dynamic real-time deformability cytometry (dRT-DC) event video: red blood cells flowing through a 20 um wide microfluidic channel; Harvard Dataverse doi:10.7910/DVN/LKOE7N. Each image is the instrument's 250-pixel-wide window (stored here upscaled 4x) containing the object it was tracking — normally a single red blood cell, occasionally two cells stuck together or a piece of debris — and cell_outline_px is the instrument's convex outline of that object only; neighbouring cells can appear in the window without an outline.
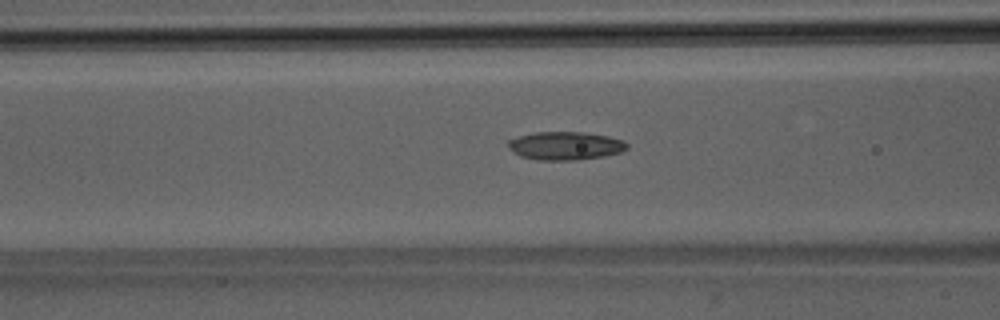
{"species": "Egyptian fruit bat (a non-hibernating species)", "species_latin": "Rousettus aegyptiacus", "temperature_condition": "room temperature", "stored_images_in_passage": 39, "camera_frame_rate_fps": 3000, "um_per_image_px": 0.085, "animal": {"sex": "male"}, "frame": {"image": 1, "passage_image": 11, "time_ms": 3.333, "image_size_px": [1000, 320], "cell_outline_px": [[628, 148], [620, 152], [604, 156], [576, 160], [536, 160], [520, 156], [512, 152], [508, 148], [508, 140], [532, 132], [580, 132], [608, 136], [624, 140], [628, 144]], "centroid_in_image_um": [48.03, 12.39], "position_along_channel_um": 118.6, "area_um2": 19.65}}
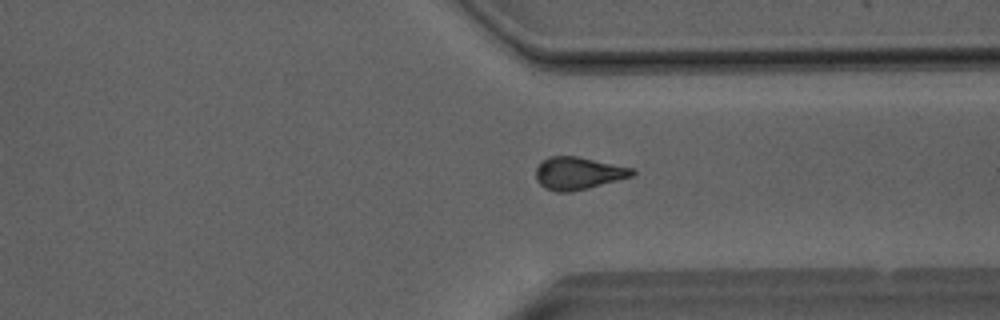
{"frame": {"image": 2, "passage_image": 29, "time_ms": 9.333, "image_size_px": [1000, 320], "cell_outline_px": [[636, 172], [632, 176], [588, 188], [572, 192], [556, 192], [544, 188], [536, 180], [536, 168], [544, 160], [552, 156], [576, 156], [636, 168]], "centroid_in_image_um": [49.17, 14.73], "position_along_channel_um": 362.2, "area_um2": 18.26}}
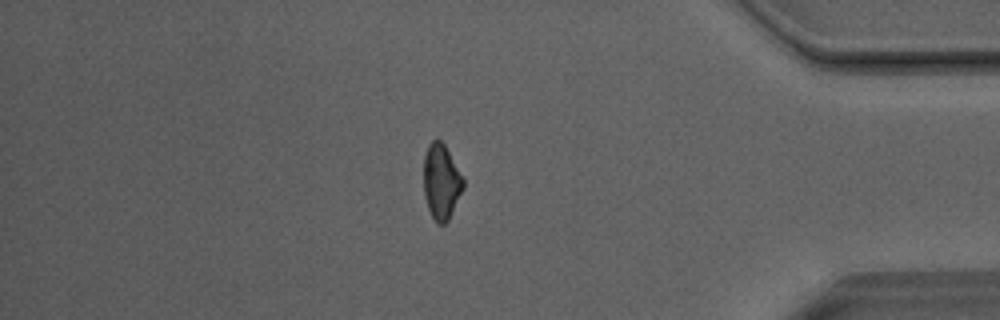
{"frame": {"image": 3, "passage_image": 34, "time_ms": 11.0, "image_size_px": [1000, 320], "cell_outline_px": [[464, 188], [448, 220], [444, 224], [436, 224], [428, 208], [424, 196], [424, 156], [428, 144], [432, 140], [440, 140], [444, 144], [464, 180]], "centroid_in_image_um": [37.5, 15.46], "position_along_channel_um": 397.7, "area_um2": 17.22}}